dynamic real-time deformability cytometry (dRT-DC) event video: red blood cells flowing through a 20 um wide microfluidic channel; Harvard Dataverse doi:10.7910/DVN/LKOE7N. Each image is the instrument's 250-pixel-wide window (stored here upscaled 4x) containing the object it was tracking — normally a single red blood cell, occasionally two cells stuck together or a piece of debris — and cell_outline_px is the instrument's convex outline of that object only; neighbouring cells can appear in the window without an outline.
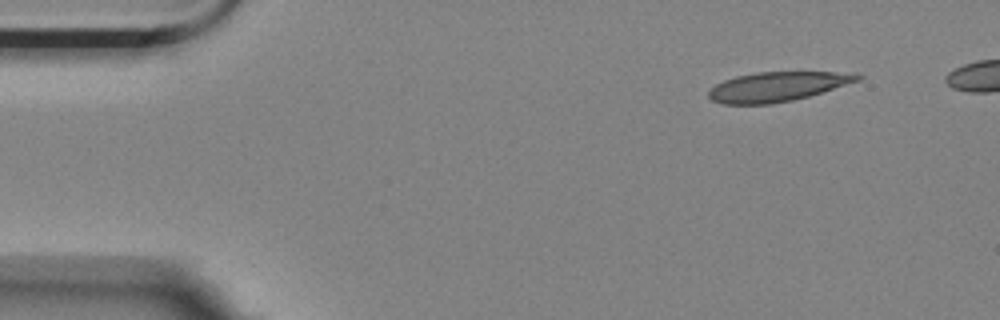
{"species": "Egyptian fruit bat (a non-hibernating species)", "species_latin": "Rousettus aegyptiacus", "temperature_condition": "room temperature", "stored_images_in_passage": 4, "camera_frame_rate_fps": 3000, "um_per_image_px": 0.085, "animal": {"sex": "female"}, "frame": {"image": 1, "passage_image": 1, "time_ms": 0.0, "image_size_px": [1000, 320], "cell_outline_px": [[864, 76], [860, 80], [808, 96], [792, 100], [772, 104], [724, 104], [712, 100], [708, 96], [708, 92], [716, 84], [724, 80], [736, 76], [756, 72], [860, 72]], "centroid_in_image_um": [66.11, 7.35], "position_along_channel_um": 18.9, "area_um2": 25.61}}